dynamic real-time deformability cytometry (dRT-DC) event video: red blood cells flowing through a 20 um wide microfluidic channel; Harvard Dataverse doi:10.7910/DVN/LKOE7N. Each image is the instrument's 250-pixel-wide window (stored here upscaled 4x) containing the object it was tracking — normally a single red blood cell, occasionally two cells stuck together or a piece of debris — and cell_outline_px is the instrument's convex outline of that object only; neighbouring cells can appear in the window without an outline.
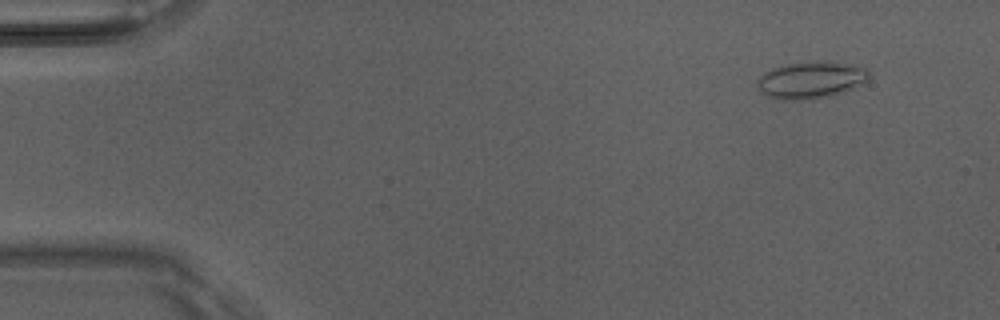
{"species": "Egyptian fruit bat (a non-hibernating species)", "species_latin": "Rousettus aegyptiacus", "temperature_condition": "room temperature", "stored_images_in_passage": 4, "camera_frame_rate_fps": 3000, "um_per_image_px": 0.085, "animal": {"sex": "male"}, "frame": {"image": 1, "passage_image": 2, "time_ms": 0.333, "image_size_px": [1000, 320], "cell_outline_px": [[868, 80], [864, 84], [828, 96], [804, 100], [776, 100], [768, 96], [760, 88], [760, 76], [764, 72], [772, 68], [784, 64], [816, 60], [828, 60], [852, 64], [868, 68]], "centroid_in_image_um": [68.98, 6.77], "position_along_channel_um": 16.0, "area_um2": 24.16}}